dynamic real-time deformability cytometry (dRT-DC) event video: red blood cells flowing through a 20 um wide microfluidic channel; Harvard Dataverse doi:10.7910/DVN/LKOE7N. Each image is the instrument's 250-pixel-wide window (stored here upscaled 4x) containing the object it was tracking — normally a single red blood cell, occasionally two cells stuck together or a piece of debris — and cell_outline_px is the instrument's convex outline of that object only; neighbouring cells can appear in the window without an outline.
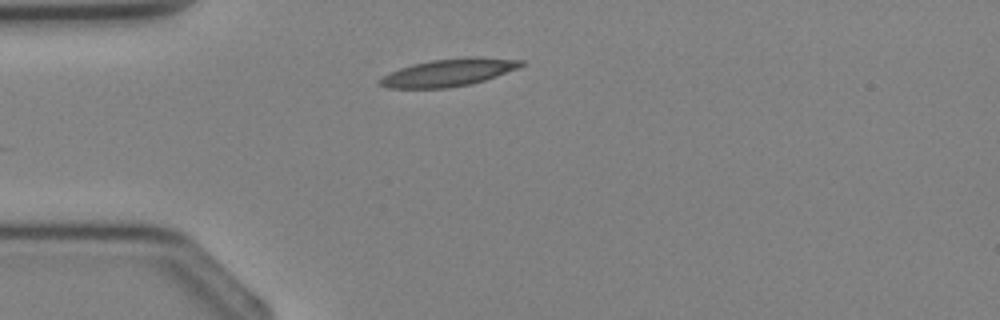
{"species": "Egyptian fruit bat (a non-hibernating species)", "species_latin": "Rousettus aegyptiacus", "temperature_condition": "cold", "stored_images_in_passage": 1, "camera_frame_rate_fps": 3000, "um_per_image_px": 0.085, "animal": {"sex": "female"}, "frame": {"image": 1, "passage_image": 1, "time_ms": 0.0, "image_size_px": [1000, 320], "cell_outline_px": [[524, 64], [520, 68], [472, 84], [448, 88], [388, 88], [376, 84], [376, 80], [400, 68], [412, 64], [432, 60], [472, 56], [524, 60]], "centroid_in_image_um": [38.14, 6.17], "position_along_channel_um": 46.9, "area_um2": 22.72}}